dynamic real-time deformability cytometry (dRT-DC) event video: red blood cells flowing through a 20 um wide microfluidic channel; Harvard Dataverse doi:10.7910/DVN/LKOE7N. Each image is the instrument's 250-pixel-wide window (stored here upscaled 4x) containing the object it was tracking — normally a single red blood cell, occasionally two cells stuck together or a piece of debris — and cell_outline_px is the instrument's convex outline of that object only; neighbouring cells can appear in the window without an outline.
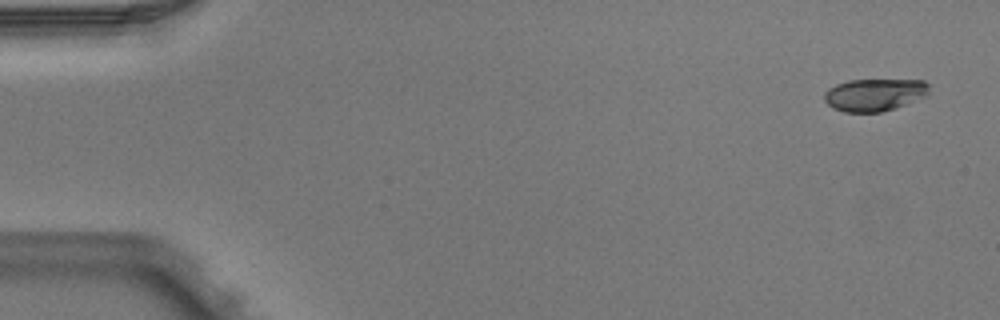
{"species": "Egyptian fruit bat (a non-hibernating species)", "species_latin": "Rousettus aegyptiacus", "temperature_condition": "warm", "stored_images_in_passage": 4, "camera_frame_rate_fps": 3000, "um_per_image_px": 0.085, "animal": {"sex": "male"}, "frame": {"image": 1, "passage_image": 1, "time_ms": 0.0, "image_size_px": [1000, 320], "cell_outline_px": [[928, 92], [924, 96], [896, 108], [880, 112], [844, 112], [832, 108], [824, 100], [824, 92], [828, 88], [836, 84], [848, 80], [924, 80], [928, 84]], "centroid_in_image_um": [74.28, 8.05], "position_along_channel_um": 10.7, "area_um2": 19.77}}